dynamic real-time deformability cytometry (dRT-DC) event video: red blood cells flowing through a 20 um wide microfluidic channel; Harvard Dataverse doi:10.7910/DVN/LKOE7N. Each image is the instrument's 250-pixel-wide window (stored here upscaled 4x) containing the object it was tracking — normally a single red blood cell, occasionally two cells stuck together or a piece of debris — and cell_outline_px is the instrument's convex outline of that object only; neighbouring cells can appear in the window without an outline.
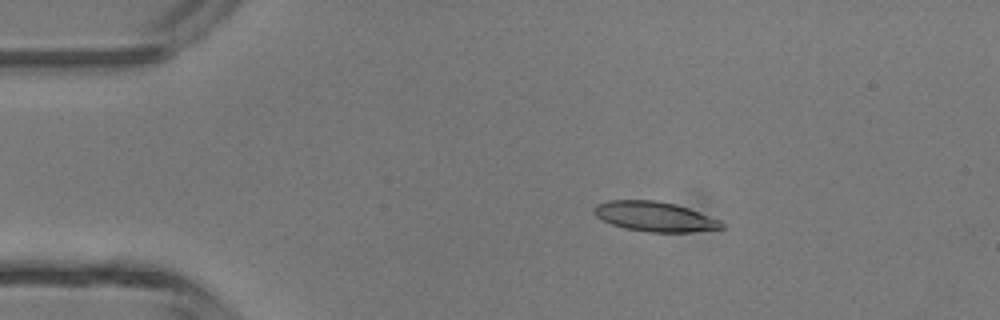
{"species": "common noctule bat (a hibernating species)", "species_latin": "Nyctalus noctula", "temperature_condition": "room temperature", "stored_images_in_passage": 3, "camera_frame_rate_fps": 3000, "um_per_image_px": 0.085, "animal": {"sex": "male", "body_mass_g": 13.3}, "frame": {"image": 1, "passage_image": 1, "time_ms": 0.0, "image_size_px": [1000, 320], "cell_outline_px": [[724, 228], [692, 232], [648, 232], [624, 228], [612, 224], [596, 216], [592, 212], [592, 208], [596, 204], [608, 200], [656, 200], [676, 204], [688, 208], [720, 220], [724, 224]], "centroid_in_image_um": [55.63, 18.4], "position_along_channel_um": 29.4, "area_um2": 22.25}}
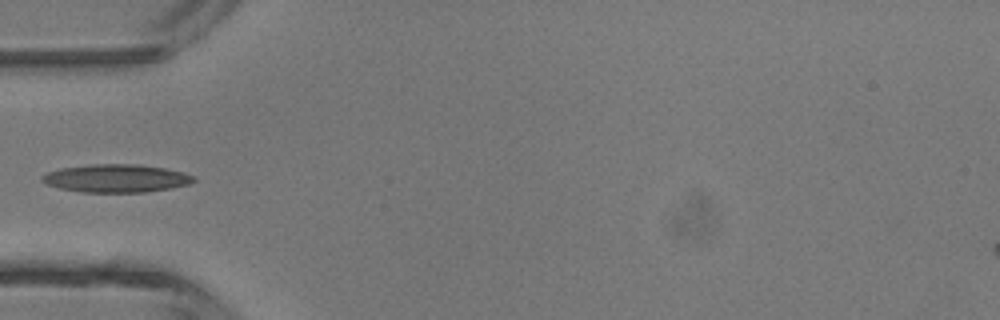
{"frame": {"image": 2, "passage_image": 3, "time_ms": 0.667, "image_size_px": [1000, 320], "cell_outline_px": [[196, 180], [188, 184], [168, 188], [144, 192], [80, 192], [60, 188], [44, 184], [40, 180], [40, 176], [48, 172], [60, 168], [92, 164], [140, 164], [164, 168], [184, 172], [196, 176]], "centroid_in_image_um": [9.84, 15.15], "position_along_channel_um": 75.2, "area_um2": 24.85}}